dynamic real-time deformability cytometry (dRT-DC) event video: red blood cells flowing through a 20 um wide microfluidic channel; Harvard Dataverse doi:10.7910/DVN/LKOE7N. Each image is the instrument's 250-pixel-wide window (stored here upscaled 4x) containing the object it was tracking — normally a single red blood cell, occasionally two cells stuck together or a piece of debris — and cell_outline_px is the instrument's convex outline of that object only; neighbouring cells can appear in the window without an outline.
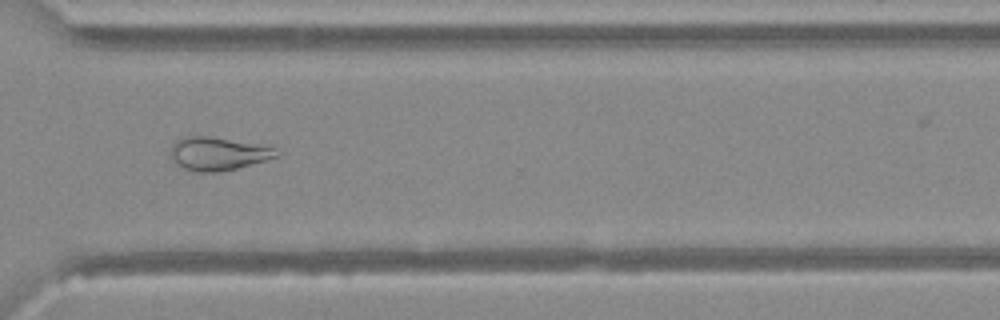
{"species": "Egyptian fruit bat (a non-hibernating species)", "species_latin": "Rousettus aegyptiacus", "temperature_condition": "warm", "stored_images_in_passage": 24, "camera_frame_rate_fps": 3000, "um_per_image_px": 0.085, "animal": {"sex": "female"}, "frame": {"image": 1, "passage_image": 20, "time_ms": 6.333, "image_size_px": [1000, 320], "cell_outline_px": [[276, 156], [264, 160], [236, 168], [216, 172], [196, 172], [184, 168], [176, 164], [168, 152], [172, 144], [176, 140], [184, 136], [208, 136], [272, 148]], "centroid_in_image_um": [18.35, 13.07], "position_along_channel_um": 352.2, "area_um2": 19.77}}